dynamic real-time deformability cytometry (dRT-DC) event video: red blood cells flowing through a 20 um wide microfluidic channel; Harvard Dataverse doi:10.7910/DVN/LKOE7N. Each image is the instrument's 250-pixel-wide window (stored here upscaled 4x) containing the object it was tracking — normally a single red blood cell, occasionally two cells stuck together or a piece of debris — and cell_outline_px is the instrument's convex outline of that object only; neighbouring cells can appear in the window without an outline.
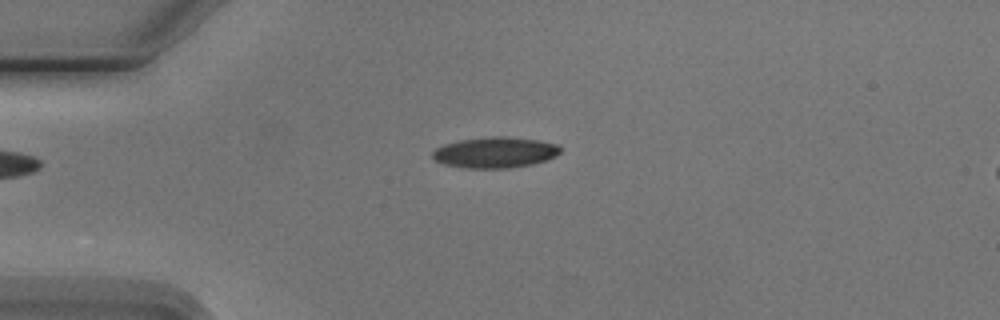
{"species": "Egyptian fruit bat (a non-hibernating species)", "species_latin": "Rousettus aegyptiacus", "temperature_condition": "cold", "stored_images_in_passage": 6, "camera_frame_rate_fps": 3000, "um_per_image_px": 0.085, "animal": {"sex": "male"}, "frame": {"image": 1, "passage_image": 2, "time_ms": 2.0, "image_size_px": [1000, 320], "cell_outline_px": [[560, 152], [556, 156], [548, 160], [532, 164], [508, 168], [464, 168], [444, 164], [432, 160], [432, 152], [436, 148], [444, 144], [460, 140], [492, 136], [508, 136], [536, 140], [556, 144], [560, 148]], "centroid_in_image_um": [42.05, 12.96], "position_along_channel_um": 42.9, "area_um2": 23.06}}
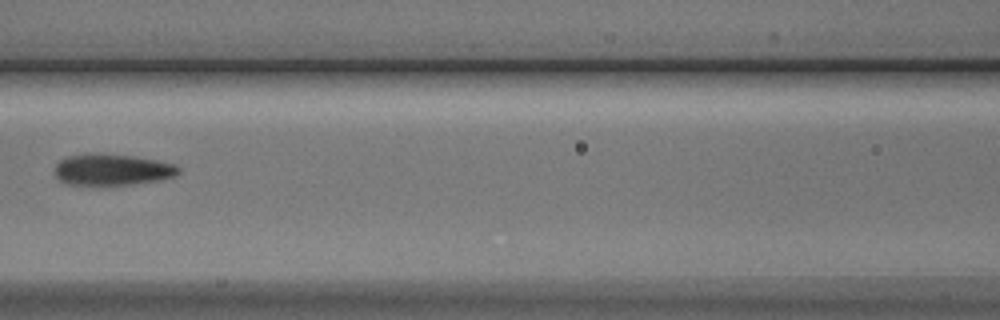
{"frame": {"image": 2, "passage_image": 5, "time_ms": 5.667, "image_size_px": [1000, 320], "cell_outline_px": [[180, 172], [176, 176], [160, 180], [132, 184], [64, 184], [56, 176], [56, 164], [60, 160], [68, 156], [132, 156], [156, 160], [176, 164], [180, 168]], "centroid_in_image_um": [9.62, 14.46], "position_along_channel_um": 157.0, "area_um2": 21.68}}
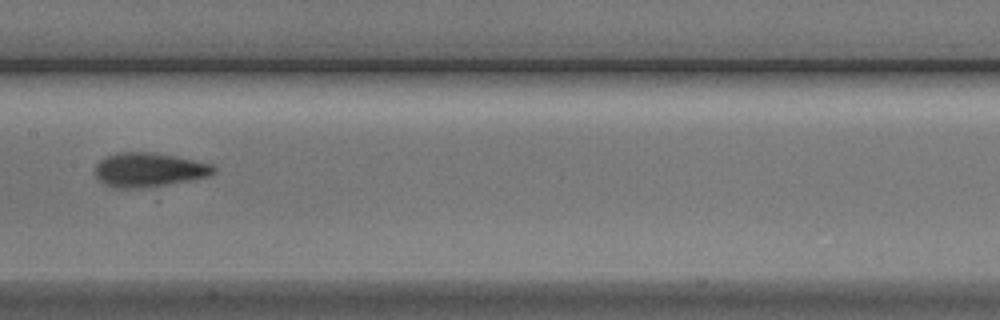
{"frame": {"image": 3, "passage_image": 6, "time_ms": 6.667, "image_size_px": [1000, 320], "cell_outline_px": [[216, 172], [208, 176], [192, 180], [140, 188], [124, 188], [104, 184], [96, 176], [96, 164], [104, 156], [116, 152], [152, 152], [176, 156], [212, 164], [216, 168]], "centroid_in_image_um": [12.67, 14.41], "position_along_channel_um": 194.7, "area_um2": 23.52}}